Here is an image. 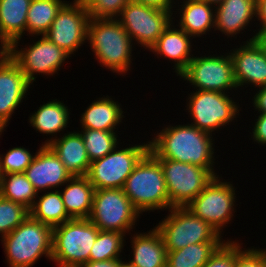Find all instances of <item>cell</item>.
<instances>
[{
	"label": "cell",
	"mask_w": 266,
	"mask_h": 267,
	"mask_svg": "<svg viewBox=\"0 0 266 267\" xmlns=\"http://www.w3.org/2000/svg\"><path fill=\"white\" fill-rule=\"evenodd\" d=\"M161 128L154 135L151 133L149 140V152L156 159H171L207 170H218L215 165L220 156L214 148L217 147L214 135L199 130L188 122H178V125L173 123Z\"/></svg>",
	"instance_id": "obj_1"
},
{
	"label": "cell",
	"mask_w": 266,
	"mask_h": 267,
	"mask_svg": "<svg viewBox=\"0 0 266 267\" xmlns=\"http://www.w3.org/2000/svg\"><path fill=\"white\" fill-rule=\"evenodd\" d=\"M87 44L94 54V59L99 66L116 73V75L126 76L134 68L132 61L136 51L131 37L122 27L116 18L95 19L90 18L87 28ZM134 48V49H133ZM134 55V56H133ZM132 64V65H131Z\"/></svg>",
	"instance_id": "obj_2"
},
{
	"label": "cell",
	"mask_w": 266,
	"mask_h": 267,
	"mask_svg": "<svg viewBox=\"0 0 266 267\" xmlns=\"http://www.w3.org/2000/svg\"><path fill=\"white\" fill-rule=\"evenodd\" d=\"M122 189L141 216L172 208L162 166L150 152L136 165Z\"/></svg>",
	"instance_id": "obj_3"
},
{
	"label": "cell",
	"mask_w": 266,
	"mask_h": 267,
	"mask_svg": "<svg viewBox=\"0 0 266 267\" xmlns=\"http://www.w3.org/2000/svg\"><path fill=\"white\" fill-rule=\"evenodd\" d=\"M232 95L230 97V95ZM236 93H223L216 91L192 90L186 96V106L183 110L190 117L189 124L197 127L199 130L209 134L220 132L227 125L237 122V118L241 117L242 108L239 104L242 98L235 95ZM235 95V96H234ZM239 99V100H238ZM216 131V132H215Z\"/></svg>",
	"instance_id": "obj_4"
},
{
	"label": "cell",
	"mask_w": 266,
	"mask_h": 267,
	"mask_svg": "<svg viewBox=\"0 0 266 267\" xmlns=\"http://www.w3.org/2000/svg\"><path fill=\"white\" fill-rule=\"evenodd\" d=\"M53 228L28 216L0 239L8 267H33L40 258L51 261Z\"/></svg>",
	"instance_id": "obj_5"
},
{
	"label": "cell",
	"mask_w": 266,
	"mask_h": 267,
	"mask_svg": "<svg viewBox=\"0 0 266 267\" xmlns=\"http://www.w3.org/2000/svg\"><path fill=\"white\" fill-rule=\"evenodd\" d=\"M99 231L88 218L71 219L53 227L51 261L58 267L86 264Z\"/></svg>",
	"instance_id": "obj_6"
},
{
	"label": "cell",
	"mask_w": 266,
	"mask_h": 267,
	"mask_svg": "<svg viewBox=\"0 0 266 267\" xmlns=\"http://www.w3.org/2000/svg\"><path fill=\"white\" fill-rule=\"evenodd\" d=\"M198 53L189 65L178 75L180 81H186L194 90L216 91L223 93L240 92L234 78L233 62L229 49L219 54L208 49L205 55ZM228 51V52H227ZM212 52V53H210ZM199 54V56H197ZM209 54V55H208ZM213 54V55H212ZM235 91V92H234Z\"/></svg>",
	"instance_id": "obj_7"
},
{
	"label": "cell",
	"mask_w": 266,
	"mask_h": 267,
	"mask_svg": "<svg viewBox=\"0 0 266 267\" xmlns=\"http://www.w3.org/2000/svg\"><path fill=\"white\" fill-rule=\"evenodd\" d=\"M225 180V181H224ZM231 179H224L221 175L215 176L204 190L194 198L186 208L196 217L209 223L224 237L225 227L232 225L235 208L238 204L236 191ZM224 228V229H223ZM223 232V233H222Z\"/></svg>",
	"instance_id": "obj_8"
},
{
	"label": "cell",
	"mask_w": 266,
	"mask_h": 267,
	"mask_svg": "<svg viewBox=\"0 0 266 267\" xmlns=\"http://www.w3.org/2000/svg\"><path fill=\"white\" fill-rule=\"evenodd\" d=\"M32 37L38 40L31 41ZM40 37L31 36L30 41L33 43H26L25 48L20 45V41H24L23 39H18L10 45L9 57L19 66L32 86L40 74L47 78L54 77L64 68L65 61L72 57L44 35Z\"/></svg>",
	"instance_id": "obj_9"
},
{
	"label": "cell",
	"mask_w": 266,
	"mask_h": 267,
	"mask_svg": "<svg viewBox=\"0 0 266 267\" xmlns=\"http://www.w3.org/2000/svg\"><path fill=\"white\" fill-rule=\"evenodd\" d=\"M164 240L166 251H176L202 242H224L209 223L193 215L186 207H172L155 226Z\"/></svg>",
	"instance_id": "obj_10"
},
{
	"label": "cell",
	"mask_w": 266,
	"mask_h": 267,
	"mask_svg": "<svg viewBox=\"0 0 266 267\" xmlns=\"http://www.w3.org/2000/svg\"><path fill=\"white\" fill-rule=\"evenodd\" d=\"M145 142L126 144L123 148L119 144L103 158L91 161L86 176L94 189H122L133 169L149 152V140Z\"/></svg>",
	"instance_id": "obj_11"
},
{
	"label": "cell",
	"mask_w": 266,
	"mask_h": 267,
	"mask_svg": "<svg viewBox=\"0 0 266 267\" xmlns=\"http://www.w3.org/2000/svg\"><path fill=\"white\" fill-rule=\"evenodd\" d=\"M140 216L123 189L94 190L88 219L100 231L121 232L127 236L135 231Z\"/></svg>",
	"instance_id": "obj_12"
},
{
	"label": "cell",
	"mask_w": 266,
	"mask_h": 267,
	"mask_svg": "<svg viewBox=\"0 0 266 267\" xmlns=\"http://www.w3.org/2000/svg\"><path fill=\"white\" fill-rule=\"evenodd\" d=\"M116 19L129 34L134 45L149 51L173 22V11L131 0Z\"/></svg>",
	"instance_id": "obj_13"
},
{
	"label": "cell",
	"mask_w": 266,
	"mask_h": 267,
	"mask_svg": "<svg viewBox=\"0 0 266 267\" xmlns=\"http://www.w3.org/2000/svg\"><path fill=\"white\" fill-rule=\"evenodd\" d=\"M157 160L164 172L168 199L172 207H186L215 176L220 175L219 170H207L171 159Z\"/></svg>",
	"instance_id": "obj_14"
},
{
	"label": "cell",
	"mask_w": 266,
	"mask_h": 267,
	"mask_svg": "<svg viewBox=\"0 0 266 267\" xmlns=\"http://www.w3.org/2000/svg\"><path fill=\"white\" fill-rule=\"evenodd\" d=\"M90 17L82 0L67 1L44 36L71 56L87 43Z\"/></svg>",
	"instance_id": "obj_15"
},
{
	"label": "cell",
	"mask_w": 266,
	"mask_h": 267,
	"mask_svg": "<svg viewBox=\"0 0 266 267\" xmlns=\"http://www.w3.org/2000/svg\"><path fill=\"white\" fill-rule=\"evenodd\" d=\"M31 83L9 57H0V137L6 132L13 113L26 100Z\"/></svg>",
	"instance_id": "obj_16"
},
{
	"label": "cell",
	"mask_w": 266,
	"mask_h": 267,
	"mask_svg": "<svg viewBox=\"0 0 266 267\" xmlns=\"http://www.w3.org/2000/svg\"><path fill=\"white\" fill-rule=\"evenodd\" d=\"M236 47V48H235ZM229 51L233 62L234 78L237 88L253 89L266 86V53L254 41H242Z\"/></svg>",
	"instance_id": "obj_17"
},
{
	"label": "cell",
	"mask_w": 266,
	"mask_h": 267,
	"mask_svg": "<svg viewBox=\"0 0 266 267\" xmlns=\"http://www.w3.org/2000/svg\"><path fill=\"white\" fill-rule=\"evenodd\" d=\"M24 173L34 189L41 194L42 191L59 190L72 177L48 145H39L32 163Z\"/></svg>",
	"instance_id": "obj_18"
},
{
	"label": "cell",
	"mask_w": 266,
	"mask_h": 267,
	"mask_svg": "<svg viewBox=\"0 0 266 267\" xmlns=\"http://www.w3.org/2000/svg\"><path fill=\"white\" fill-rule=\"evenodd\" d=\"M195 42L196 40H193V37L180 29L175 22H172L149 49V54H154V56H157L156 58L160 57L159 60L161 58L167 60L171 65L173 63L172 72L178 77L189 65L195 55L194 53L198 52L195 51L198 49V45H194Z\"/></svg>",
	"instance_id": "obj_19"
},
{
	"label": "cell",
	"mask_w": 266,
	"mask_h": 267,
	"mask_svg": "<svg viewBox=\"0 0 266 267\" xmlns=\"http://www.w3.org/2000/svg\"><path fill=\"white\" fill-rule=\"evenodd\" d=\"M254 21L256 22V0H224L215 7V33L218 31L216 35L227 37L228 44L230 39L237 40L239 34L241 36L245 32L246 36Z\"/></svg>",
	"instance_id": "obj_20"
},
{
	"label": "cell",
	"mask_w": 266,
	"mask_h": 267,
	"mask_svg": "<svg viewBox=\"0 0 266 267\" xmlns=\"http://www.w3.org/2000/svg\"><path fill=\"white\" fill-rule=\"evenodd\" d=\"M174 8L173 22L194 40L215 33V6L201 0H178Z\"/></svg>",
	"instance_id": "obj_21"
},
{
	"label": "cell",
	"mask_w": 266,
	"mask_h": 267,
	"mask_svg": "<svg viewBox=\"0 0 266 267\" xmlns=\"http://www.w3.org/2000/svg\"><path fill=\"white\" fill-rule=\"evenodd\" d=\"M37 111L30 113L28 124L32 126L37 133L47 137L41 145H48L53 140L64 134V131L69 132L67 128L70 126L71 108L64 103V100L49 99L47 103L40 104ZM71 121V122H70ZM69 125V126H68ZM62 132V133H60ZM59 133V134H58ZM59 135V136H58Z\"/></svg>",
	"instance_id": "obj_22"
},
{
	"label": "cell",
	"mask_w": 266,
	"mask_h": 267,
	"mask_svg": "<svg viewBox=\"0 0 266 267\" xmlns=\"http://www.w3.org/2000/svg\"><path fill=\"white\" fill-rule=\"evenodd\" d=\"M131 235L130 259L126 260L133 267H166L167 251L159 230L154 226L147 232L134 231Z\"/></svg>",
	"instance_id": "obj_23"
},
{
	"label": "cell",
	"mask_w": 266,
	"mask_h": 267,
	"mask_svg": "<svg viewBox=\"0 0 266 267\" xmlns=\"http://www.w3.org/2000/svg\"><path fill=\"white\" fill-rule=\"evenodd\" d=\"M80 115V129H92L117 132L126 116L124 107L115 97L103 95L97 97Z\"/></svg>",
	"instance_id": "obj_24"
},
{
	"label": "cell",
	"mask_w": 266,
	"mask_h": 267,
	"mask_svg": "<svg viewBox=\"0 0 266 267\" xmlns=\"http://www.w3.org/2000/svg\"><path fill=\"white\" fill-rule=\"evenodd\" d=\"M48 146L60 158L72 176H86L91 161L87 156L83 137L78 130L64 133Z\"/></svg>",
	"instance_id": "obj_25"
},
{
	"label": "cell",
	"mask_w": 266,
	"mask_h": 267,
	"mask_svg": "<svg viewBox=\"0 0 266 267\" xmlns=\"http://www.w3.org/2000/svg\"><path fill=\"white\" fill-rule=\"evenodd\" d=\"M94 187L87 176H72L60 191L71 219H87L92 209Z\"/></svg>",
	"instance_id": "obj_26"
},
{
	"label": "cell",
	"mask_w": 266,
	"mask_h": 267,
	"mask_svg": "<svg viewBox=\"0 0 266 267\" xmlns=\"http://www.w3.org/2000/svg\"><path fill=\"white\" fill-rule=\"evenodd\" d=\"M30 2L31 0H0V33L10 45L25 38Z\"/></svg>",
	"instance_id": "obj_27"
},
{
	"label": "cell",
	"mask_w": 266,
	"mask_h": 267,
	"mask_svg": "<svg viewBox=\"0 0 266 267\" xmlns=\"http://www.w3.org/2000/svg\"><path fill=\"white\" fill-rule=\"evenodd\" d=\"M39 195L40 192L29 209L31 218L52 228L71 220L59 190L46 191V193L44 191L42 195Z\"/></svg>",
	"instance_id": "obj_28"
},
{
	"label": "cell",
	"mask_w": 266,
	"mask_h": 267,
	"mask_svg": "<svg viewBox=\"0 0 266 267\" xmlns=\"http://www.w3.org/2000/svg\"><path fill=\"white\" fill-rule=\"evenodd\" d=\"M66 0H31L25 36H43Z\"/></svg>",
	"instance_id": "obj_29"
},
{
	"label": "cell",
	"mask_w": 266,
	"mask_h": 267,
	"mask_svg": "<svg viewBox=\"0 0 266 267\" xmlns=\"http://www.w3.org/2000/svg\"><path fill=\"white\" fill-rule=\"evenodd\" d=\"M223 242H202L167 251L166 267H203Z\"/></svg>",
	"instance_id": "obj_30"
},
{
	"label": "cell",
	"mask_w": 266,
	"mask_h": 267,
	"mask_svg": "<svg viewBox=\"0 0 266 267\" xmlns=\"http://www.w3.org/2000/svg\"><path fill=\"white\" fill-rule=\"evenodd\" d=\"M38 192L27 179L25 173L2 175L0 181V196L5 199L23 204L30 209L37 198Z\"/></svg>",
	"instance_id": "obj_31"
},
{
	"label": "cell",
	"mask_w": 266,
	"mask_h": 267,
	"mask_svg": "<svg viewBox=\"0 0 266 267\" xmlns=\"http://www.w3.org/2000/svg\"><path fill=\"white\" fill-rule=\"evenodd\" d=\"M127 236L121 232L99 231L97 239L90 250L89 261L125 259L124 246ZM123 253V254H122Z\"/></svg>",
	"instance_id": "obj_32"
},
{
	"label": "cell",
	"mask_w": 266,
	"mask_h": 267,
	"mask_svg": "<svg viewBox=\"0 0 266 267\" xmlns=\"http://www.w3.org/2000/svg\"><path fill=\"white\" fill-rule=\"evenodd\" d=\"M83 137V142L87 150L90 161L103 158L110 153L117 145L122 144L118 132L78 129ZM121 142V143H119Z\"/></svg>",
	"instance_id": "obj_33"
},
{
	"label": "cell",
	"mask_w": 266,
	"mask_h": 267,
	"mask_svg": "<svg viewBox=\"0 0 266 267\" xmlns=\"http://www.w3.org/2000/svg\"><path fill=\"white\" fill-rule=\"evenodd\" d=\"M29 216V209L23 204L0 196V238L11 233Z\"/></svg>",
	"instance_id": "obj_34"
},
{
	"label": "cell",
	"mask_w": 266,
	"mask_h": 267,
	"mask_svg": "<svg viewBox=\"0 0 266 267\" xmlns=\"http://www.w3.org/2000/svg\"><path fill=\"white\" fill-rule=\"evenodd\" d=\"M35 153L26 147H13L4 154H0V171L2 175L13 173H24L32 163Z\"/></svg>",
	"instance_id": "obj_35"
},
{
	"label": "cell",
	"mask_w": 266,
	"mask_h": 267,
	"mask_svg": "<svg viewBox=\"0 0 266 267\" xmlns=\"http://www.w3.org/2000/svg\"><path fill=\"white\" fill-rule=\"evenodd\" d=\"M90 18H117L131 0H82Z\"/></svg>",
	"instance_id": "obj_36"
},
{
	"label": "cell",
	"mask_w": 266,
	"mask_h": 267,
	"mask_svg": "<svg viewBox=\"0 0 266 267\" xmlns=\"http://www.w3.org/2000/svg\"><path fill=\"white\" fill-rule=\"evenodd\" d=\"M237 240L235 267H266V247H247ZM244 247V248H243Z\"/></svg>",
	"instance_id": "obj_37"
},
{
	"label": "cell",
	"mask_w": 266,
	"mask_h": 267,
	"mask_svg": "<svg viewBox=\"0 0 266 267\" xmlns=\"http://www.w3.org/2000/svg\"><path fill=\"white\" fill-rule=\"evenodd\" d=\"M236 257L237 239L227 237L203 267H235Z\"/></svg>",
	"instance_id": "obj_38"
},
{
	"label": "cell",
	"mask_w": 266,
	"mask_h": 267,
	"mask_svg": "<svg viewBox=\"0 0 266 267\" xmlns=\"http://www.w3.org/2000/svg\"><path fill=\"white\" fill-rule=\"evenodd\" d=\"M258 115V116H256ZM255 119H254V123L252 122L251 126L249 128H252V132L251 131H247L249 132V136H251V138H249L250 140H252V143L254 142V144H257L261 147L264 146V148L266 147V113H256ZM257 117V118H256Z\"/></svg>",
	"instance_id": "obj_39"
},
{
	"label": "cell",
	"mask_w": 266,
	"mask_h": 267,
	"mask_svg": "<svg viewBox=\"0 0 266 267\" xmlns=\"http://www.w3.org/2000/svg\"><path fill=\"white\" fill-rule=\"evenodd\" d=\"M256 20L257 22L254 23L256 29H252L254 33L246 41L254 40L255 30L266 29V0H256Z\"/></svg>",
	"instance_id": "obj_40"
},
{
	"label": "cell",
	"mask_w": 266,
	"mask_h": 267,
	"mask_svg": "<svg viewBox=\"0 0 266 267\" xmlns=\"http://www.w3.org/2000/svg\"><path fill=\"white\" fill-rule=\"evenodd\" d=\"M255 93L253 92L251 98H249L250 103L252 104L250 107L255 111V113H266V86L255 88Z\"/></svg>",
	"instance_id": "obj_41"
},
{
	"label": "cell",
	"mask_w": 266,
	"mask_h": 267,
	"mask_svg": "<svg viewBox=\"0 0 266 267\" xmlns=\"http://www.w3.org/2000/svg\"><path fill=\"white\" fill-rule=\"evenodd\" d=\"M145 5L153 6L159 9L173 11L176 0H134Z\"/></svg>",
	"instance_id": "obj_42"
},
{
	"label": "cell",
	"mask_w": 266,
	"mask_h": 267,
	"mask_svg": "<svg viewBox=\"0 0 266 267\" xmlns=\"http://www.w3.org/2000/svg\"><path fill=\"white\" fill-rule=\"evenodd\" d=\"M122 259H109L105 261H89L81 267H119Z\"/></svg>",
	"instance_id": "obj_43"
},
{
	"label": "cell",
	"mask_w": 266,
	"mask_h": 267,
	"mask_svg": "<svg viewBox=\"0 0 266 267\" xmlns=\"http://www.w3.org/2000/svg\"><path fill=\"white\" fill-rule=\"evenodd\" d=\"M254 41L266 53V29L255 30Z\"/></svg>",
	"instance_id": "obj_44"
},
{
	"label": "cell",
	"mask_w": 266,
	"mask_h": 267,
	"mask_svg": "<svg viewBox=\"0 0 266 267\" xmlns=\"http://www.w3.org/2000/svg\"><path fill=\"white\" fill-rule=\"evenodd\" d=\"M10 44L5 40V38L0 33V57L9 56Z\"/></svg>",
	"instance_id": "obj_45"
},
{
	"label": "cell",
	"mask_w": 266,
	"mask_h": 267,
	"mask_svg": "<svg viewBox=\"0 0 266 267\" xmlns=\"http://www.w3.org/2000/svg\"><path fill=\"white\" fill-rule=\"evenodd\" d=\"M201 1L216 7L217 5L221 4L224 0H201Z\"/></svg>",
	"instance_id": "obj_46"
},
{
	"label": "cell",
	"mask_w": 266,
	"mask_h": 267,
	"mask_svg": "<svg viewBox=\"0 0 266 267\" xmlns=\"http://www.w3.org/2000/svg\"><path fill=\"white\" fill-rule=\"evenodd\" d=\"M119 267H133V266H131L127 261H125V259H123Z\"/></svg>",
	"instance_id": "obj_47"
}]
</instances>
